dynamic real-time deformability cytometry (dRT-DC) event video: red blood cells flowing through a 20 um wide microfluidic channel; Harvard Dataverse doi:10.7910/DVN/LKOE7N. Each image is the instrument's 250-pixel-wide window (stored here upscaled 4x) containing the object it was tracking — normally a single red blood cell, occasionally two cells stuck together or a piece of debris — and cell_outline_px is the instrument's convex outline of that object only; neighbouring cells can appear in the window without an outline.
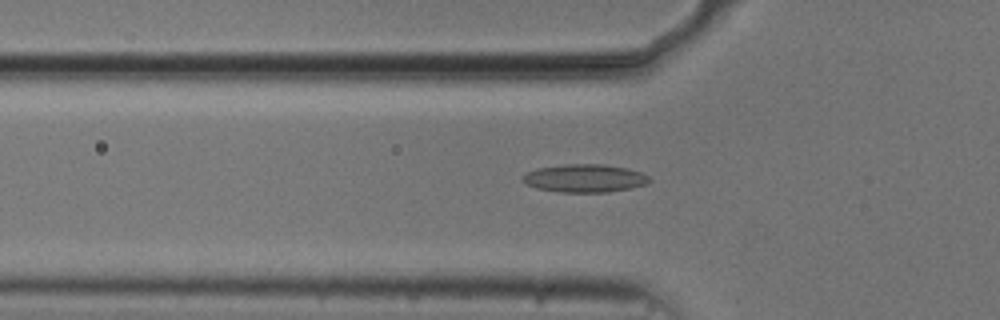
{"species": "common noctule bat (a hibernating species)", "species_latin": "Nyctalus noctula", "temperature_condition": "cold", "stored_images_in_passage": 51, "camera_frame_rate_fps": 3000, "um_per_image_px": 0.085, "animal": {"sex": "male", "body_mass_g": 20.5, "forearm_length_mm": 52.5}, "frame": {"image": 1, "passage_image": 17, "time_ms": 5.333, "image_size_px": [1000, 320], "cell_outline_px": [[652, 180], [648, 184], [632, 188], [608, 192], [560, 192], [536, 188], [520, 180], [528, 172], [536, 168], [564, 164], [604, 164], [628, 168], [640, 172], [648, 176]], "centroid_in_image_um": [49.73, 15.15], "position_along_channel_um": 76.1, "area_um2": 20.81}}
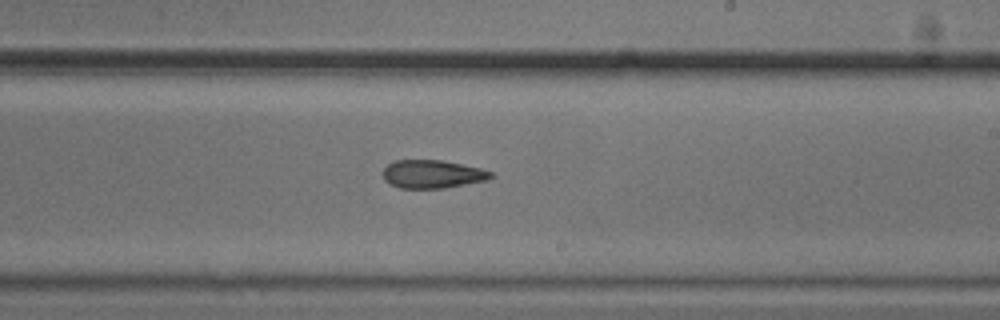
{"frame": {"image": 2, "passage_image": 31, "time_ms": 10.0, "image_size_px": [1000, 320], "cell_outline_px": [[492, 176], [488, 180], [444, 188], [400, 188], [388, 184], [384, 180], [384, 168], [388, 164], [396, 160], [440, 160], [480, 168], [492, 172]], "centroid_in_image_um": [36.73, 14.81], "position_along_channel_um": 252.3, "area_um2": 17.63}}
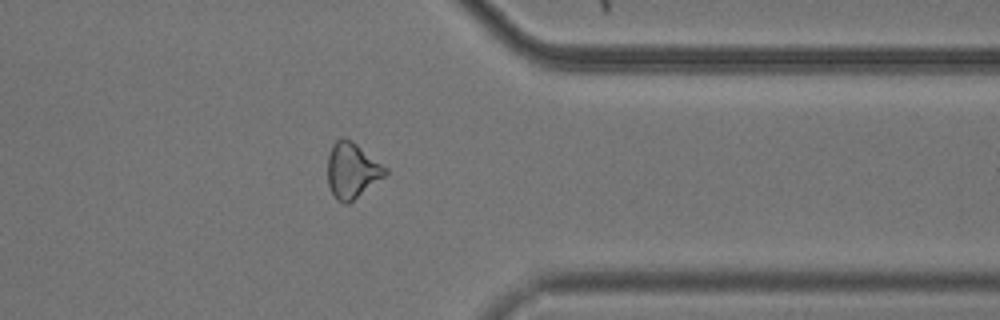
{"frame": {"image": 3, "passage_image": 42, "time_ms": 13.667, "image_size_px": [1000, 320], "cell_outline_px": [[388, 172], [384, 176], [348, 204], [344, 204], [336, 200], [328, 184], [328, 156], [332, 144], [340, 136], [344, 136], [352, 140], [388, 168]], "centroid_in_image_um": [29.91, 14.46], "position_along_channel_um": 381.5, "area_um2": 18.73}}